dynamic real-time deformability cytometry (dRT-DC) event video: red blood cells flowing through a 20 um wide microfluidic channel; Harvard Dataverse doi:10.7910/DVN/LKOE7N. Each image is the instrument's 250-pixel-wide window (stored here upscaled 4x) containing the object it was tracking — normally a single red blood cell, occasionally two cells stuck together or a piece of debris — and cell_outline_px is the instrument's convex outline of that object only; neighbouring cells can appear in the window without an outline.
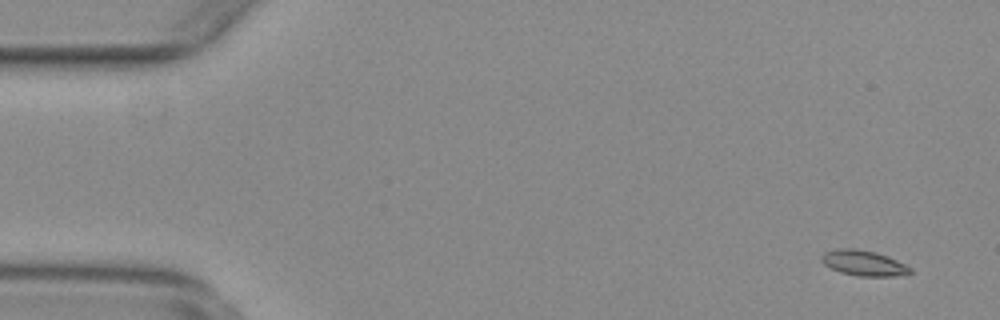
{"species": "common noctule bat (a hibernating species)", "species_latin": "Nyctalus noctula", "temperature_condition": "warm", "stored_images_in_passage": 56, "camera_frame_rate_fps": 3000, "um_per_image_px": 0.085, "animal": {"sex": "female", "body_mass_g": 29.2, "forearm_length_mm": 56.3}, "frame": {"image": 1, "passage_image": 3, "time_ms": 0.667, "image_size_px": [1000, 320], "cell_outline_px": [[912, 272], [896, 276], [856, 276], [840, 272], [824, 264], [820, 260], [820, 256], [824, 252], [836, 248], [856, 248], [876, 252], [888, 256], [912, 268]], "centroid_in_image_um": [73.38, 22.35], "position_along_channel_um": 11.6, "area_um2": 13.24}}
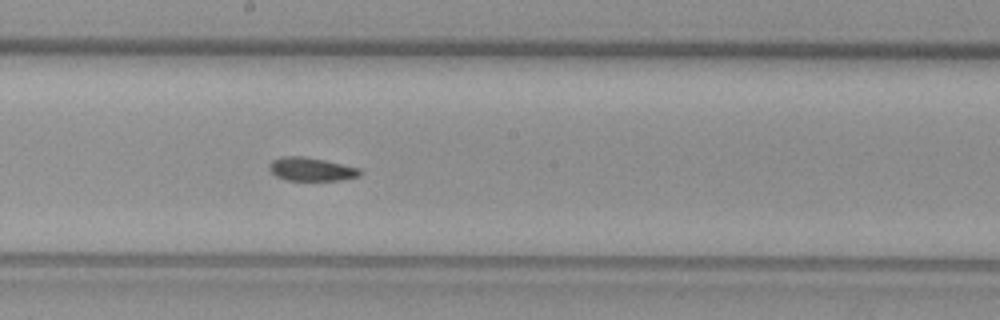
{"frame": {"image": 2, "passage_image": 30, "time_ms": 9.667, "image_size_px": [1000, 320], "cell_outline_px": [[364, 172], [360, 176], [340, 180], [284, 180], [276, 176], [268, 168], [268, 164], [272, 160], [280, 156], [304, 156], [324, 160], [360, 168]], "centroid_in_image_um": [26.45, 14.38], "position_along_channel_um": 221.7, "area_um2": 12.54}}
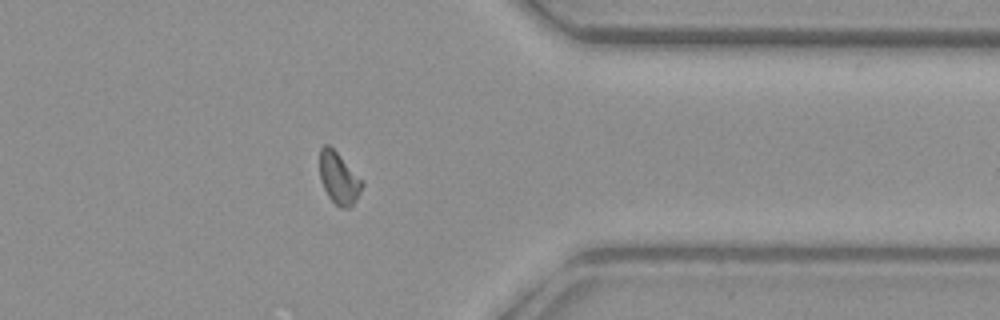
{"frame": {"image": 3, "passage_image": 44, "time_ms": 14.333, "image_size_px": [1000, 320], "cell_outline_px": [[364, 184], [356, 200], [348, 208], [340, 208], [328, 196], [320, 180], [320, 148], [324, 144], [328, 144], [364, 180]], "centroid_in_image_um": [28.81, 15.14], "position_along_channel_um": 382.6, "area_um2": 12.77}, "authors_computed_cell_mechanics": {"area_um2": 12.9183, "velocity_mm_per_s": 3.7328, "shape_relaxation_time_tau1_ms": 6.6085, "shape_relaxation_time_tau2_ms": null, "deformation_change_tau1": 0.1368, "deformation_change_tau2": null}}